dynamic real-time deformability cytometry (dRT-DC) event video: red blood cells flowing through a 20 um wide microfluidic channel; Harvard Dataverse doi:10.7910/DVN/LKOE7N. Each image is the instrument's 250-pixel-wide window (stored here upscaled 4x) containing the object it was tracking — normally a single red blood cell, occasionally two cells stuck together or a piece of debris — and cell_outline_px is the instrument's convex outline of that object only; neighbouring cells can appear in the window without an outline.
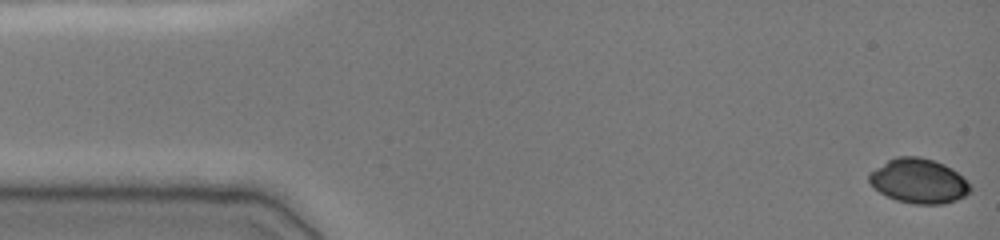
{"species": "common noctule bat (a hibernating species)", "species_latin": "Nyctalus noctula", "temperature_condition": "cold", "stored_images_in_passage": 47, "camera_frame_rate_fps": 3000, "um_per_image_px": 0.085, "animal": {"sex": "female", "body_mass_g": 19.0, "forearm_length_mm": 51.5}, "frame": {"image": 1, "passage_image": 1, "time_ms": 0.0, "image_size_px": [1000, 240], "cell_outline_px": [[972, 192], [956, 200], [944, 204], [912, 204], [896, 200], [880, 192], [868, 180], [868, 176], [876, 168], [888, 160], [896, 156], [920, 156], [944, 164], [952, 168], [968, 180], [972, 188]], "centroid_in_image_um": [78.14, 15.39], "position_along_channel_um": 6.9, "area_um2": 26.36}}
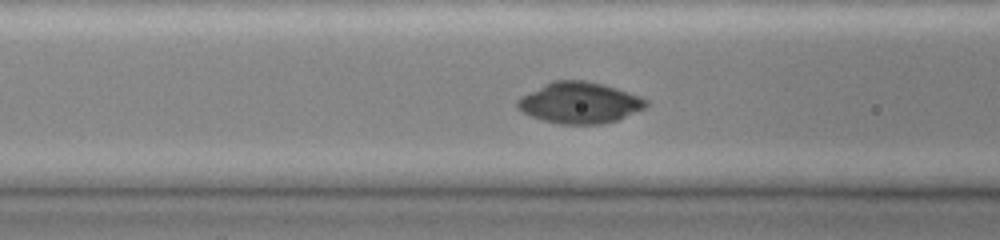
{"frame": {"image": 2, "passage_image": 19, "time_ms": 6.0, "image_size_px": [1000, 240], "cell_outline_px": [[648, 104], [644, 108], [616, 120], [600, 124], [560, 124], [544, 120], [532, 116], [516, 108], [516, 100], [520, 96], [552, 80], [584, 80], [604, 84], [640, 96], [648, 100]], "centroid_in_image_um": [49.24, 8.72], "position_along_channel_um": 117.4, "area_um2": 30.75}}
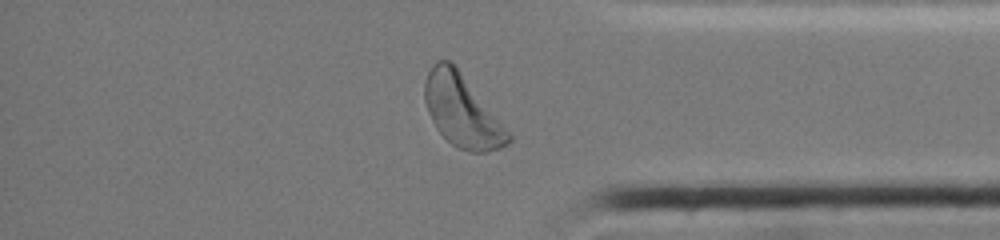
{"frame": {"image": 3, "passage_image": 41, "time_ms": 13.333, "image_size_px": [1000, 240], "cell_outline_px": [[512, 140], [508, 144], [500, 148], [484, 152], [468, 152], [452, 144], [436, 128], [428, 112], [424, 100], [424, 84], [428, 72], [432, 64], [436, 60], [448, 60], [456, 64], [512, 132]], "centroid_in_image_um": [39.32, 9.39], "position_along_channel_um": 395.9, "area_um2": 35.84}, "authors_computed_cell_mechanics": {"area_um2": 28.9578, "velocity_mm_per_s": 3.8551, "shape_relaxation_time_tau1_ms": 3.0788, "shape_relaxation_time_tau2_ms": 6.1496, "deformation_change_tau1": 0.1886, "deformation_change_tau2": 0.0776}}